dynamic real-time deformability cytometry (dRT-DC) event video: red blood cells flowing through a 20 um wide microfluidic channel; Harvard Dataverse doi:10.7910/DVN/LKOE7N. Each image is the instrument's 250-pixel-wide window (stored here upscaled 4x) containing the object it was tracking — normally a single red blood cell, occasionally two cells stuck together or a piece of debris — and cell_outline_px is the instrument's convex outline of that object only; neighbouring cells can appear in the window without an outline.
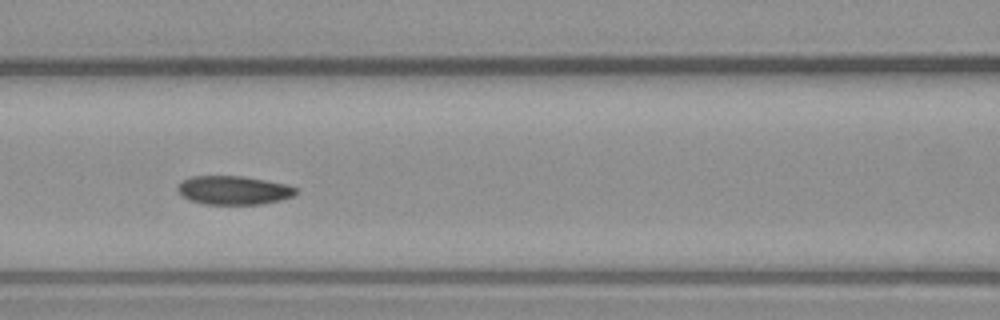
{"species": "common noctule bat (a hibernating species)", "species_latin": "Nyctalus noctula", "temperature_condition": "warm", "stored_images_in_passage": 24, "camera_frame_rate_fps": 3000, "um_per_image_px": 0.085, "animal": {"sex": "male", "body_mass_g": 23.1, "forearm_length_mm": 52.7}, "frame": {"image": 1, "passage_image": 8, "time_ms": 2.333, "image_size_px": [1000, 320], "cell_outline_px": [[296, 192], [292, 196], [280, 200], [260, 204], [204, 204], [192, 200], [184, 196], [176, 188], [184, 180], [192, 176], [244, 176], [288, 184], [296, 188]], "centroid_in_image_um": [19.89, 16.16], "position_along_channel_um": 146.7, "area_um2": 19.54}}
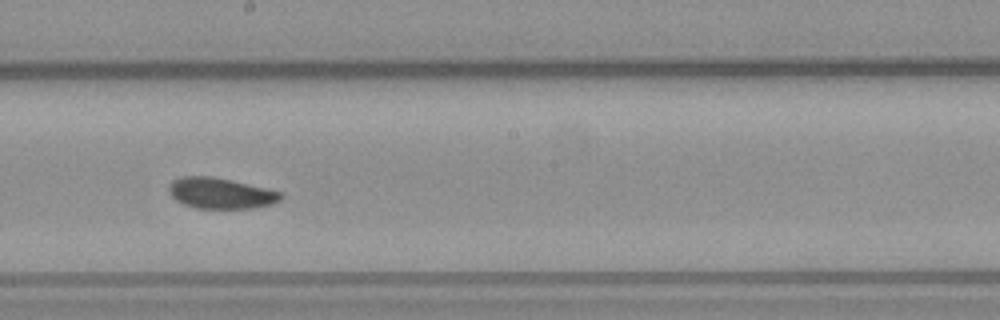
{"frame": {"image": 2, "passage_image": 14, "time_ms": 4.333, "image_size_px": [1000, 320], "cell_outline_px": [[284, 196], [280, 200], [272, 204], [256, 208], [196, 208], [184, 204], [176, 200], [168, 192], [168, 184], [172, 180], [180, 176], [212, 176], [232, 180], [280, 192]], "centroid_in_image_um": [18.72, 16.42], "position_along_channel_um": 229.5, "area_um2": 20.17}}
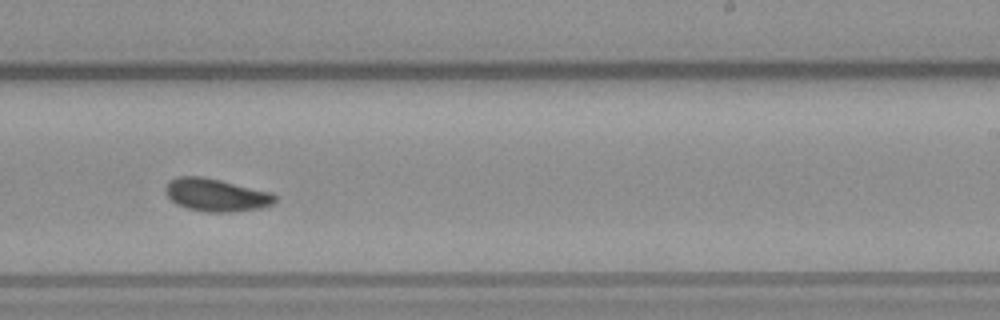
{"frame": {"image": 3, "passage_image": 17, "time_ms": 5.333, "image_size_px": [1000, 320], "cell_outline_px": [[276, 200], [272, 204], [260, 208], [236, 212], [208, 212], [188, 208], [176, 204], [164, 192], [164, 188], [168, 180], [176, 176], [200, 176], [220, 180], [268, 192], [276, 196]], "centroid_in_image_um": [18.31, 16.57], "position_along_channel_um": 270.7, "area_um2": 20.81}}